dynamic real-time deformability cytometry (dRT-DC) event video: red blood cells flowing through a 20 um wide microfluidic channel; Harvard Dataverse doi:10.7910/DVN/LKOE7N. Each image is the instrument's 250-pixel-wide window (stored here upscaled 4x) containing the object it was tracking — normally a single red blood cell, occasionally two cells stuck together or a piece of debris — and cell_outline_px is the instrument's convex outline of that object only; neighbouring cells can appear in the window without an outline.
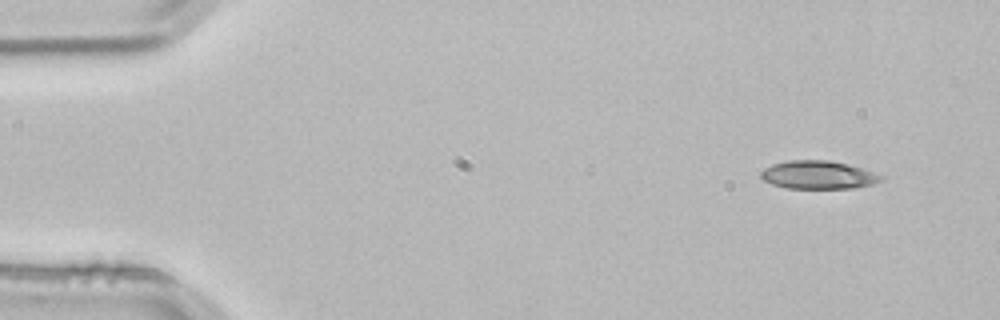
{"species": "common noctule bat (a hibernating species)", "species_latin": "Nyctalus noctula", "temperature_condition": "room temperature", "stored_images_in_passage": 5, "camera_frame_rate_fps": 3000, "um_per_image_px": 0.085, "animal": {"sex": "male", "body_mass_g": 21.5, "forearm_length_mm": 52.0}, "frame": {"image": 1, "passage_image": 5, "time_ms": 1.333, "image_size_px": [1000, 320], "cell_outline_px": [[884, 180], [872, 184], [852, 188], [784, 188], [772, 184], [764, 180], [760, 176], [760, 172], [764, 168], [772, 164], [788, 160], [828, 160], [848, 164], [884, 176]], "centroid_in_image_um": [69.52, 14.86], "position_along_channel_um": 15.5, "area_um2": 19.71}}